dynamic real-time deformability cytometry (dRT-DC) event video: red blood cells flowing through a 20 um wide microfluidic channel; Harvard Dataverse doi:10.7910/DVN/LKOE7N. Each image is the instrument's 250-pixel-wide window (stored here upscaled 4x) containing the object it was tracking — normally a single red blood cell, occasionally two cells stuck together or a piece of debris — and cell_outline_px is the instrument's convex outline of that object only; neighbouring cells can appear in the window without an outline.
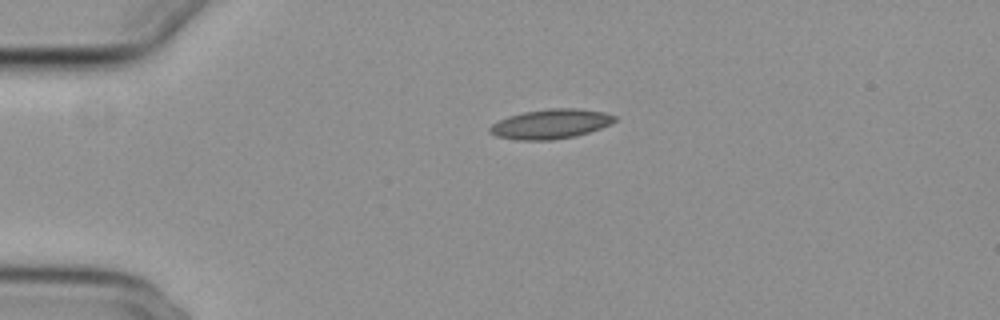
{"species": "common noctule bat (a hibernating species)", "species_latin": "Nyctalus noctula", "temperature_condition": "cold", "stored_images_in_passage": 42, "camera_frame_rate_fps": 3000, "um_per_image_px": 0.085, "animal": {"sex": "female", "body_mass_g": 29.2, "forearm_length_mm": 56.3}, "frame": {"image": 1, "passage_image": 1, "time_ms": 0.0, "image_size_px": [1000, 320], "cell_outline_px": [[616, 120], [600, 128], [576, 136], [552, 140], [516, 140], [496, 136], [488, 132], [488, 128], [492, 124], [508, 116], [524, 112], [548, 108], [580, 108], [604, 112], [616, 116]], "centroid_in_image_um": [46.78, 10.53], "position_along_channel_um": 38.2, "area_um2": 21.56}}
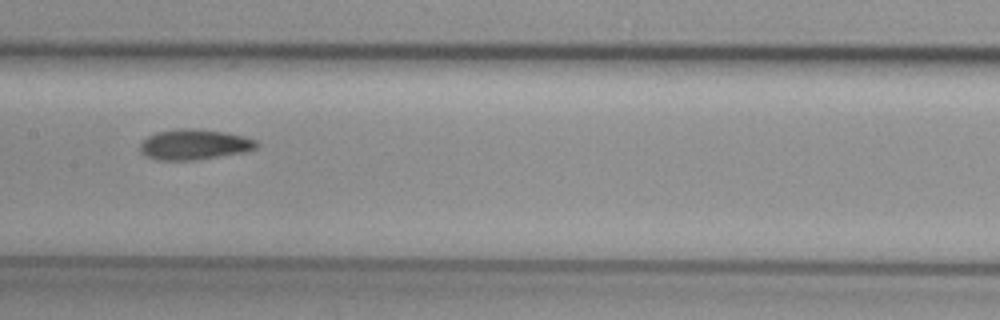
{"frame": {"image": 2, "passage_image": 16, "time_ms": 5.0, "image_size_px": [1000, 320], "cell_outline_px": [[260, 144], [256, 148], [244, 152], [196, 160], [160, 160], [144, 156], [140, 152], [140, 144], [148, 136], [156, 132], [176, 128], [192, 128], [224, 132], [244, 136], [256, 140]], "centroid_in_image_um": [16.5, 12.28], "position_along_channel_um": 190.9, "area_um2": 20.75}}
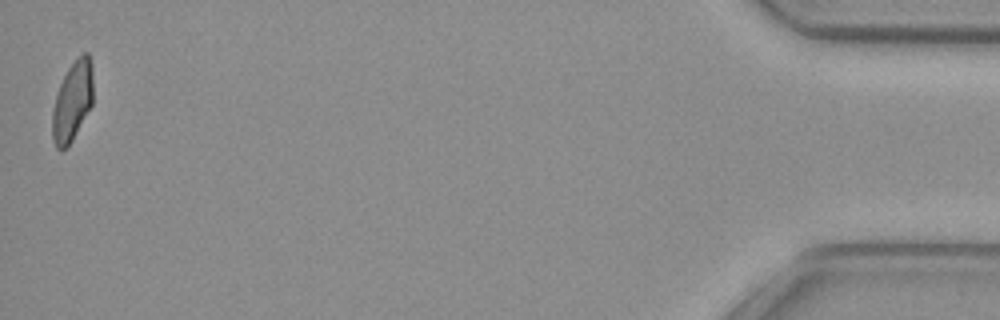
{"frame": {"image": 3, "passage_image": 42, "time_ms": 13.667, "image_size_px": [1000, 320], "cell_outline_px": [[92, 104], [68, 148], [60, 152], [56, 148], [52, 140], [52, 112], [56, 96], [60, 84], [68, 68], [84, 52], [88, 52], [92, 64]], "centroid_in_image_um": [6.14, 8.67], "position_along_channel_um": 429.1, "area_um2": 18.9}, "authors_computed_cell_mechanics": {"area_um2": 20.4612, "velocity_mm_per_s": 3.8322, "shape_relaxation_time_tau1_ms": 7.3427, "shape_relaxation_time_tau2_ms": 4.4879, "deformation_change_tau1": 0.1526, "deformation_change_tau2": 0.0908}}